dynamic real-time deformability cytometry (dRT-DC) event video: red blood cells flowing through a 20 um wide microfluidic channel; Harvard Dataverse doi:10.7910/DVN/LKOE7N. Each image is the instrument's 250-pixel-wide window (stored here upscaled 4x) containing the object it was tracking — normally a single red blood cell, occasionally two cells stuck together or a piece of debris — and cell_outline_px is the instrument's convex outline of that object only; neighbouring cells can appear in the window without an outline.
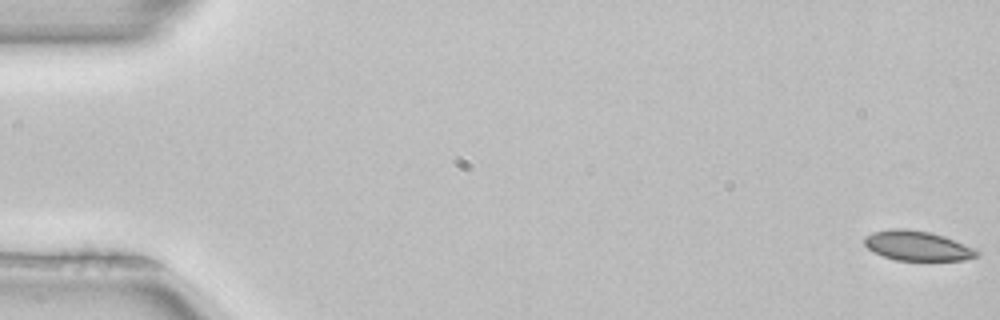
{"species": "common noctule bat (a hibernating species)", "species_latin": "Nyctalus noctula", "temperature_condition": "room temperature", "stored_images_in_passage": 52, "camera_frame_rate_fps": 3000, "um_per_image_px": 0.085, "animal": {"sex": "female", "body_mass_g": 22.7, "forearm_length_mm": 54.2}, "frame": {"image": 1, "passage_image": 1, "time_ms": 0.0, "image_size_px": [1000, 320], "cell_outline_px": [[980, 256], [964, 260], [896, 260], [872, 252], [864, 244], [864, 236], [872, 232], [888, 228], [908, 228], [932, 232], [944, 236], [972, 248], [980, 252]], "centroid_in_image_um": [77.93, 20.87], "position_along_channel_um": 7.1, "area_um2": 19.65}}
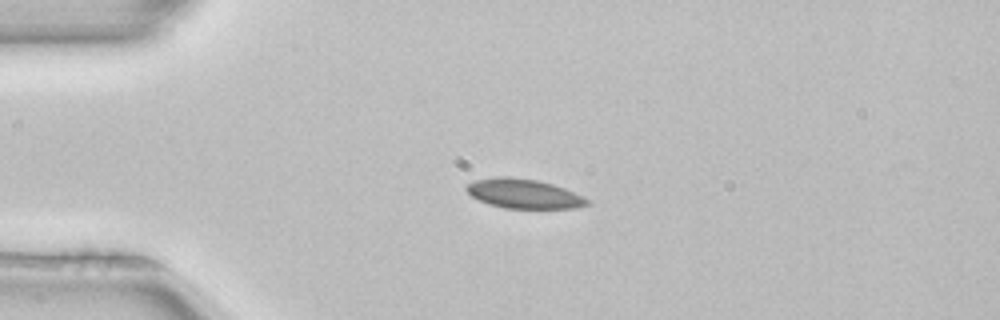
{"frame": {"image": 2, "passage_image": 13, "time_ms": 4.0, "image_size_px": [1000, 320], "cell_outline_px": [[588, 204], [572, 208], [504, 208], [488, 204], [472, 196], [464, 188], [468, 184], [476, 180], [500, 176], [508, 176], [536, 180], [552, 184], [564, 188], [584, 196], [588, 200]], "centroid_in_image_um": [44.5, 16.46], "position_along_channel_um": 40.5, "area_um2": 20.46}}
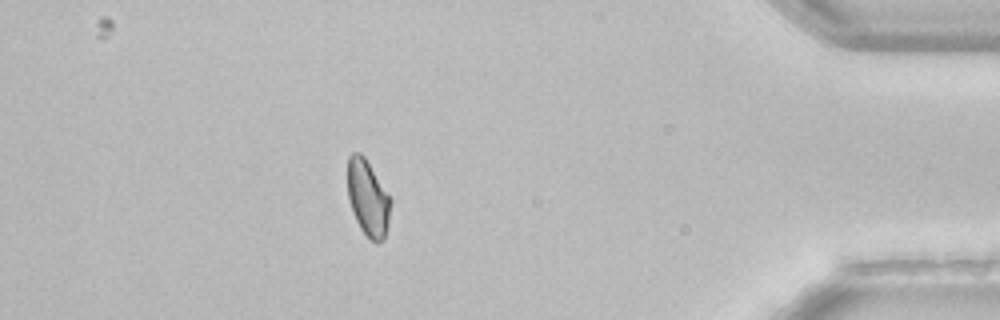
{"frame": {"image": 3, "passage_image": 46, "time_ms": 15.0, "image_size_px": [1000, 320], "cell_outline_px": [[392, 200], [388, 224], [384, 240], [380, 244], [376, 244], [360, 228], [352, 212], [348, 200], [348, 156], [352, 152], [360, 152], [364, 156]], "centroid_in_image_um": [31.27, 16.85], "position_along_channel_um": 403.9, "area_um2": 19.13}, "authors_computed_cell_mechanics": {"area_um2": 20.1144, "velocity_mm_per_s": 3.9945, "shape_relaxation_time_tau1_ms": 6.6242, "shape_relaxation_time_tau2_ms": 9.9247, "deformation_change_tau1": 0.1192, "deformation_change_tau2": 0.1425}}